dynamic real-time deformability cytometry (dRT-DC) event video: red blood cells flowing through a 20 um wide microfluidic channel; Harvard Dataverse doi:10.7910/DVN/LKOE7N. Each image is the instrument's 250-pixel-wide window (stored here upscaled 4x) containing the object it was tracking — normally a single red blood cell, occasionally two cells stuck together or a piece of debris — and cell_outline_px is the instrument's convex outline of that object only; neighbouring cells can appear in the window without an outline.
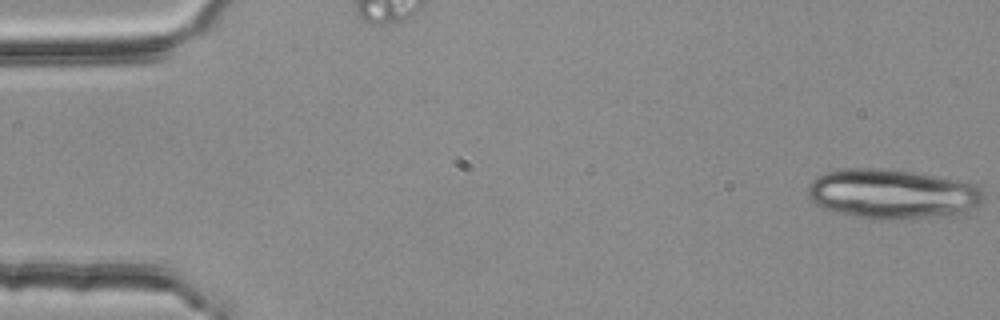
{"species": "common noctule bat (a hibernating species)", "species_latin": "Nyctalus noctula", "temperature_condition": "room temperature", "stored_images_in_passage": 31, "camera_frame_rate_fps": 3000, "um_per_image_px": 0.085, "animal": {"sex": "female", "body_mass_g": 25.1}, "frame": {"image": 1, "passage_image": 1, "time_ms": 0.0, "image_size_px": [1000, 320], "cell_outline_px": [[984, 200], [980, 204], [968, 212], [956, 216], [904, 220], [872, 220], [824, 208], [816, 204], [808, 196], [808, 184], [816, 176], [824, 172], [844, 168], [872, 168], [912, 172], [968, 180], [980, 184], [984, 188]], "centroid_in_image_um": [75.98, 16.5], "position_along_channel_um": 9.0, "area_um2": 52.37}}